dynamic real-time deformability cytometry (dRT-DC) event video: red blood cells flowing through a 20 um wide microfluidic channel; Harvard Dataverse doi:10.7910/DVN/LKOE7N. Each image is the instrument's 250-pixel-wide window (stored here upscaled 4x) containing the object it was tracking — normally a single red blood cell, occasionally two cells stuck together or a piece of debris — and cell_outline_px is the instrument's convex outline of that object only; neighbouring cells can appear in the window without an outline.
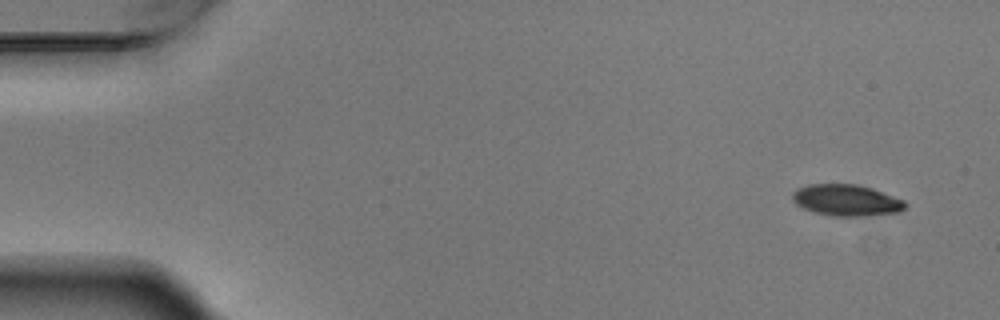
{"species": "Egyptian fruit bat (a non-hibernating species)", "species_latin": "Rousettus aegyptiacus", "temperature_condition": "warm", "stored_images_in_passage": 5, "camera_frame_rate_fps": 3000, "um_per_image_px": 0.085, "animal": {"sex": "male"}, "frame": {"image": 1, "passage_image": 1, "time_ms": 0.0, "image_size_px": [1000, 320], "cell_outline_px": [[908, 204], [900, 212], [868, 216], [832, 216], [816, 212], [804, 208], [796, 204], [792, 200], [792, 192], [796, 188], [808, 184], [856, 184], [872, 188], [904, 200]], "centroid_in_image_um": [71.95, 17.01], "position_along_channel_um": 13.1, "area_um2": 20.75}}
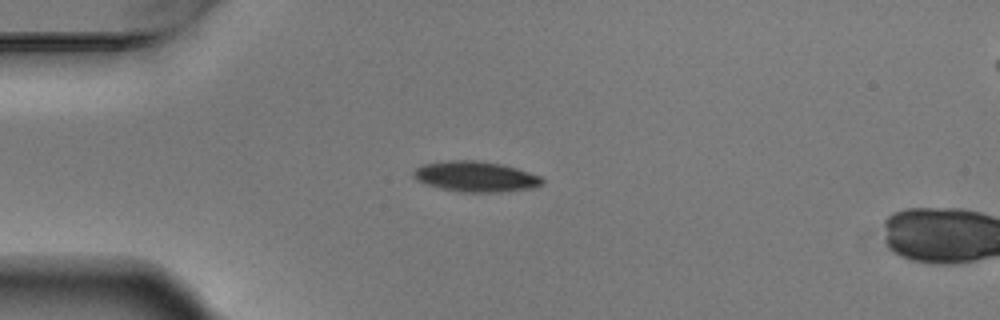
{"frame": {"image": 2, "passage_image": 4, "time_ms": 1.0, "image_size_px": [1000, 320], "cell_outline_px": [[544, 184], [532, 188], [496, 192], [460, 192], [428, 184], [416, 180], [412, 176], [412, 172], [416, 168], [424, 164], [448, 160], [480, 160], [504, 164], [540, 176], [544, 180]], "centroid_in_image_um": [40.44, 14.99], "position_along_channel_um": 44.6, "area_um2": 22.83}}